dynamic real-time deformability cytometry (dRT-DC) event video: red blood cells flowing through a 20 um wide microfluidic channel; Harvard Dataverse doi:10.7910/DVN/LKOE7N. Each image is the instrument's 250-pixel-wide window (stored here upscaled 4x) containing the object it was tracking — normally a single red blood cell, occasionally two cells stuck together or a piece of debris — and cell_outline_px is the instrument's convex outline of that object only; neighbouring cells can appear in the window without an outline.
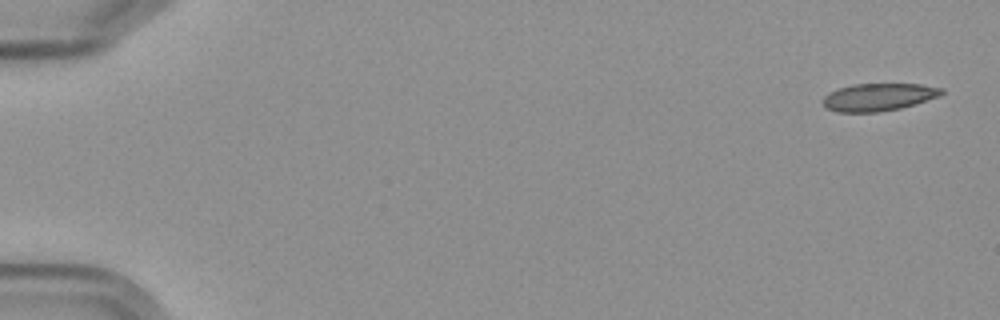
{"species": "Egyptian fruit bat (a non-hibernating species)", "species_latin": "Rousettus aegyptiacus", "temperature_condition": "cold", "stored_images_in_passage": 8, "camera_frame_rate_fps": 3000, "um_per_image_px": 0.085, "frame": {"image": 1, "passage_image": 1, "time_ms": 0.0, "image_size_px": [1000, 320], "cell_outline_px": [[944, 92], [940, 96], [900, 108], [880, 112], [836, 112], [828, 108], [820, 100], [828, 92], [852, 84], [920, 84], [944, 88]], "centroid_in_image_um": [74.66, 8.25], "position_along_channel_um": 10.3, "area_um2": 19.07}}
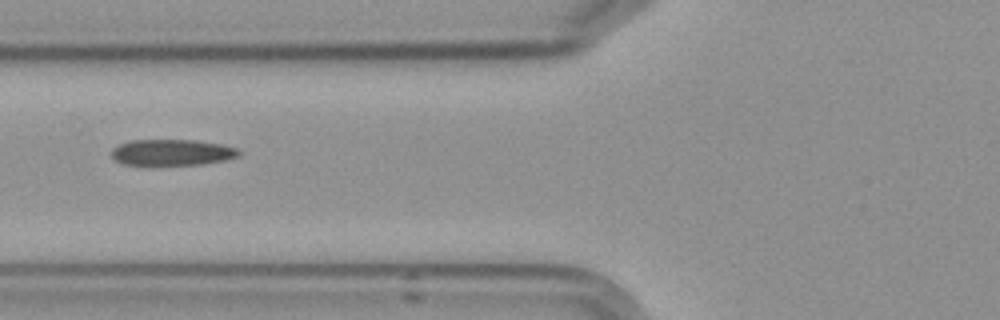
{"frame": {"image": 2, "passage_image": 7, "time_ms": 7.0, "image_size_px": [1000, 320], "cell_outline_px": [[240, 156], [224, 160], [204, 164], [152, 168], [148, 168], [124, 164], [116, 160], [112, 156], [112, 148], [116, 144], [128, 140], [196, 140], [224, 144], [236, 148], [240, 152]], "centroid_in_image_um": [14.56, 13.0], "position_along_channel_um": 111.2, "area_um2": 20.58}}
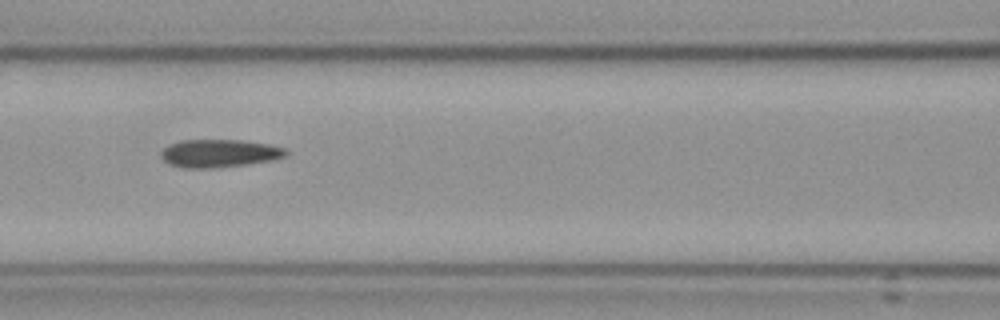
{"frame": {"image": 3, "passage_image": 8, "time_ms": 8.0, "image_size_px": [1000, 320], "cell_outline_px": [[288, 156], [272, 160], [248, 164], [208, 168], [188, 168], [172, 164], [164, 160], [160, 152], [164, 148], [180, 140], [240, 140], [268, 144], [284, 148], [288, 152]], "centroid_in_image_um": [18.68, 13.03], "position_along_channel_um": 147.9, "area_um2": 20.06}}